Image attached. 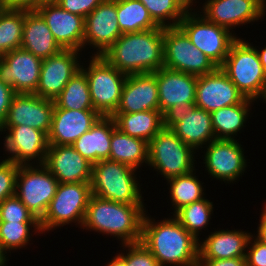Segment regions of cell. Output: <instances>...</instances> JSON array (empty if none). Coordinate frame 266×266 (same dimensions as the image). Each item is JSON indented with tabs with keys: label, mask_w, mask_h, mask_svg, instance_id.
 <instances>
[{
	"label": "cell",
	"mask_w": 266,
	"mask_h": 266,
	"mask_svg": "<svg viewBox=\"0 0 266 266\" xmlns=\"http://www.w3.org/2000/svg\"><path fill=\"white\" fill-rule=\"evenodd\" d=\"M145 213L141 242L157 259L160 266H197L199 241L173 216L155 222Z\"/></svg>",
	"instance_id": "cell-1"
},
{
	"label": "cell",
	"mask_w": 266,
	"mask_h": 266,
	"mask_svg": "<svg viewBox=\"0 0 266 266\" xmlns=\"http://www.w3.org/2000/svg\"><path fill=\"white\" fill-rule=\"evenodd\" d=\"M101 56L126 75L156 72L164 65L163 27L122 34Z\"/></svg>",
	"instance_id": "cell-2"
},
{
	"label": "cell",
	"mask_w": 266,
	"mask_h": 266,
	"mask_svg": "<svg viewBox=\"0 0 266 266\" xmlns=\"http://www.w3.org/2000/svg\"><path fill=\"white\" fill-rule=\"evenodd\" d=\"M144 205L114 202L91 195L81 228L117 237L122 244L142 237Z\"/></svg>",
	"instance_id": "cell-3"
},
{
	"label": "cell",
	"mask_w": 266,
	"mask_h": 266,
	"mask_svg": "<svg viewBox=\"0 0 266 266\" xmlns=\"http://www.w3.org/2000/svg\"><path fill=\"white\" fill-rule=\"evenodd\" d=\"M136 171L113 160H101L92 165L91 192L99 198L114 202L144 205Z\"/></svg>",
	"instance_id": "cell-4"
},
{
	"label": "cell",
	"mask_w": 266,
	"mask_h": 266,
	"mask_svg": "<svg viewBox=\"0 0 266 266\" xmlns=\"http://www.w3.org/2000/svg\"><path fill=\"white\" fill-rule=\"evenodd\" d=\"M245 98L256 101L266 98V73L256 46L237 38L220 67Z\"/></svg>",
	"instance_id": "cell-5"
},
{
	"label": "cell",
	"mask_w": 266,
	"mask_h": 266,
	"mask_svg": "<svg viewBox=\"0 0 266 266\" xmlns=\"http://www.w3.org/2000/svg\"><path fill=\"white\" fill-rule=\"evenodd\" d=\"M195 150L184 143L166 124L148 142V166L170 179L194 168Z\"/></svg>",
	"instance_id": "cell-6"
},
{
	"label": "cell",
	"mask_w": 266,
	"mask_h": 266,
	"mask_svg": "<svg viewBox=\"0 0 266 266\" xmlns=\"http://www.w3.org/2000/svg\"><path fill=\"white\" fill-rule=\"evenodd\" d=\"M91 195L90 182L59 183L55 196L40 220L42 233L71 222L82 226Z\"/></svg>",
	"instance_id": "cell-7"
},
{
	"label": "cell",
	"mask_w": 266,
	"mask_h": 266,
	"mask_svg": "<svg viewBox=\"0 0 266 266\" xmlns=\"http://www.w3.org/2000/svg\"><path fill=\"white\" fill-rule=\"evenodd\" d=\"M86 74L94 109L102 116H111L117 109L127 75L110 65L102 56H90Z\"/></svg>",
	"instance_id": "cell-8"
},
{
	"label": "cell",
	"mask_w": 266,
	"mask_h": 266,
	"mask_svg": "<svg viewBox=\"0 0 266 266\" xmlns=\"http://www.w3.org/2000/svg\"><path fill=\"white\" fill-rule=\"evenodd\" d=\"M200 12L187 11L179 27L196 48L204 53L217 67H221L232 43L238 38L229 29L208 21Z\"/></svg>",
	"instance_id": "cell-9"
},
{
	"label": "cell",
	"mask_w": 266,
	"mask_h": 266,
	"mask_svg": "<svg viewBox=\"0 0 266 266\" xmlns=\"http://www.w3.org/2000/svg\"><path fill=\"white\" fill-rule=\"evenodd\" d=\"M58 185V180L43 164L19 165L15 195L40 221L55 196Z\"/></svg>",
	"instance_id": "cell-10"
},
{
	"label": "cell",
	"mask_w": 266,
	"mask_h": 266,
	"mask_svg": "<svg viewBox=\"0 0 266 266\" xmlns=\"http://www.w3.org/2000/svg\"><path fill=\"white\" fill-rule=\"evenodd\" d=\"M164 65L168 69L202 76L217 66L198 48L179 27L163 28Z\"/></svg>",
	"instance_id": "cell-11"
},
{
	"label": "cell",
	"mask_w": 266,
	"mask_h": 266,
	"mask_svg": "<svg viewBox=\"0 0 266 266\" xmlns=\"http://www.w3.org/2000/svg\"><path fill=\"white\" fill-rule=\"evenodd\" d=\"M198 77L162 67L157 71L159 110L166 119L179 110L195 106Z\"/></svg>",
	"instance_id": "cell-12"
},
{
	"label": "cell",
	"mask_w": 266,
	"mask_h": 266,
	"mask_svg": "<svg viewBox=\"0 0 266 266\" xmlns=\"http://www.w3.org/2000/svg\"><path fill=\"white\" fill-rule=\"evenodd\" d=\"M43 59L17 48L0 57V81L15 93H35Z\"/></svg>",
	"instance_id": "cell-13"
},
{
	"label": "cell",
	"mask_w": 266,
	"mask_h": 266,
	"mask_svg": "<svg viewBox=\"0 0 266 266\" xmlns=\"http://www.w3.org/2000/svg\"><path fill=\"white\" fill-rule=\"evenodd\" d=\"M3 131H7L6 137H3L4 149L11 154L7 157L8 160L19 165L44 164L49 147L45 132L27 125L2 126L0 132Z\"/></svg>",
	"instance_id": "cell-14"
},
{
	"label": "cell",
	"mask_w": 266,
	"mask_h": 266,
	"mask_svg": "<svg viewBox=\"0 0 266 266\" xmlns=\"http://www.w3.org/2000/svg\"><path fill=\"white\" fill-rule=\"evenodd\" d=\"M237 140L215 139L208 146L204 164L208 175L226 183H233L247 167L244 150Z\"/></svg>",
	"instance_id": "cell-15"
},
{
	"label": "cell",
	"mask_w": 266,
	"mask_h": 266,
	"mask_svg": "<svg viewBox=\"0 0 266 266\" xmlns=\"http://www.w3.org/2000/svg\"><path fill=\"white\" fill-rule=\"evenodd\" d=\"M80 51L63 49L58 54L43 59L35 94L54 100L74 74L80 70Z\"/></svg>",
	"instance_id": "cell-16"
},
{
	"label": "cell",
	"mask_w": 266,
	"mask_h": 266,
	"mask_svg": "<svg viewBox=\"0 0 266 266\" xmlns=\"http://www.w3.org/2000/svg\"><path fill=\"white\" fill-rule=\"evenodd\" d=\"M121 35L117 0H104L85 17L83 48L86 45L96 48L93 56H101Z\"/></svg>",
	"instance_id": "cell-17"
},
{
	"label": "cell",
	"mask_w": 266,
	"mask_h": 266,
	"mask_svg": "<svg viewBox=\"0 0 266 266\" xmlns=\"http://www.w3.org/2000/svg\"><path fill=\"white\" fill-rule=\"evenodd\" d=\"M244 99L245 96L220 67L211 73L198 76L195 106L211 113L223 107L239 104Z\"/></svg>",
	"instance_id": "cell-18"
},
{
	"label": "cell",
	"mask_w": 266,
	"mask_h": 266,
	"mask_svg": "<svg viewBox=\"0 0 266 266\" xmlns=\"http://www.w3.org/2000/svg\"><path fill=\"white\" fill-rule=\"evenodd\" d=\"M54 107V100L44 99L35 93H16L2 126L27 125L48 135Z\"/></svg>",
	"instance_id": "cell-19"
},
{
	"label": "cell",
	"mask_w": 266,
	"mask_h": 266,
	"mask_svg": "<svg viewBox=\"0 0 266 266\" xmlns=\"http://www.w3.org/2000/svg\"><path fill=\"white\" fill-rule=\"evenodd\" d=\"M202 7L208 21L232 31L238 25L261 19L266 12L261 0H207Z\"/></svg>",
	"instance_id": "cell-20"
},
{
	"label": "cell",
	"mask_w": 266,
	"mask_h": 266,
	"mask_svg": "<svg viewBox=\"0 0 266 266\" xmlns=\"http://www.w3.org/2000/svg\"><path fill=\"white\" fill-rule=\"evenodd\" d=\"M36 11L43 17L57 43L63 49L82 51L85 18L62 9L55 1H46Z\"/></svg>",
	"instance_id": "cell-21"
},
{
	"label": "cell",
	"mask_w": 266,
	"mask_h": 266,
	"mask_svg": "<svg viewBox=\"0 0 266 266\" xmlns=\"http://www.w3.org/2000/svg\"><path fill=\"white\" fill-rule=\"evenodd\" d=\"M168 127L195 151L216 139L211 113L197 106L179 110L167 118Z\"/></svg>",
	"instance_id": "cell-22"
},
{
	"label": "cell",
	"mask_w": 266,
	"mask_h": 266,
	"mask_svg": "<svg viewBox=\"0 0 266 266\" xmlns=\"http://www.w3.org/2000/svg\"><path fill=\"white\" fill-rule=\"evenodd\" d=\"M59 183L90 182L92 164L72 145H49L43 164Z\"/></svg>",
	"instance_id": "cell-23"
},
{
	"label": "cell",
	"mask_w": 266,
	"mask_h": 266,
	"mask_svg": "<svg viewBox=\"0 0 266 266\" xmlns=\"http://www.w3.org/2000/svg\"><path fill=\"white\" fill-rule=\"evenodd\" d=\"M159 110L157 71L127 75L119 105L114 113Z\"/></svg>",
	"instance_id": "cell-24"
},
{
	"label": "cell",
	"mask_w": 266,
	"mask_h": 266,
	"mask_svg": "<svg viewBox=\"0 0 266 266\" xmlns=\"http://www.w3.org/2000/svg\"><path fill=\"white\" fill-rule=\"evenodd\" d=\"M101 117L97 110L54 108L48 134L49 145H72Z\"/></svg>",
	"instance_id": "cell-25"
},
{
	"label": "cell",
	"mask_w": 266,
	"mask_h": 266,
	"mask_svg": "<svg viewBox=\"0 0 266 266\" xmlns=\"http://www.w3.org/2000/svg\"><path fill=\"white\" fill-rule=\"evenodd\" d=\"M252 233L240 230L212 232L203 242L199 241V259H230L245 257Z\"/></svg>",
	"instance_id": "cell-26"
},
{
	"label": "cell",
	"mask_w": 266,
	"mask_h": 266,
	"mask_svg": "<svg viewBox=\"0 0 266 266\" xmlns=\"http://www.w3.org/2000/svg\"><path fill=\"white\" fill-rule=\"evenodd\" d=\"M20 48L41 59L56 55L63 50L43 17L36 10H26Z\"/></svg>",
	"instance_id": "cell-27"
},
{
	"label": "cell",
	"mask_w": 266,
	"mask_h": 266,
	"mask_svg": "<svg viewBox=\"0 0 266 266\" xmlns=\"http://www.w3.org/2000/svg\"><path fill=\"white\" fill-rule=\"evenodd\" d=\"M116 128L111 116H102L72 146L92 165L109 159L112 131Z\"/></svg>",
	"instance_id": "cell-28"
},
{
	"label": "cell",
	"mask_w": 266,
	"mask_h": 266,
	"mask_svg": "<svg viewBox=\"0 0 266 266\" xmlns=\"http://www.w3.org/2000/svg\"><path fill=\"white\" fill-rule=\"evenodd\" d=\"M111 117L121 132L146 142H149L167 124V119L160 110L113 113Z\"/></svg>",
	"instance_id": "cell-29"
},
{
	"label": "cell",
	"mask_w": 266,
	"mask_h": 266,
	"mask_svg": "<svg viewBox=\"0 0 266 266\" xmlns=\"http://www.w3.org/2000/svg\"><path fill=\"white\" fill-rule=\"evenodd\" d=\"M109 160H113L134 169L148 164V142L131 137L117 127L112 131Z\"/></svg>",
	"instance_id": "cell-30"
},
{
	"label": "cell",
	"mask_w": 266,
	"mask_h": 266,
	"mask_svg": "<svg viewBox=\"0 0 266 266\" xmlns=\"http://www.w3.org/2000/svg\"><path fill=\"white\" fill-rule=\"evenodd\" d=\"M254 100L245 98L241 103L211 112L216 139L236 140L235 136L247 121ZM249 112V113H248Z\"/></svg>",
	"instance_id": "cell-31"
},
{
	"label": "cell",
	"mask_w": 266,
	"mask_h": 266,
	"mask_svg": "<svg viewBox=\"0 0 266 266\" xmlns=\"http://www.w3.org/2000/svg\"><path fill=\"white\" fill-rule=\"evenodd\" d=\"M117 21L122 34L159 27L139 0H117Z\"/></svg>",
	"instance_id": "cell-32"
},
{
	"label": "cell",
	"mask_w": 266,
	"mask_h": 266,
	"mask_svg": "<svg viewBox=\"0 0 266 266\" xmlns=\"http://www.w3.org/2000/svg\"><path fill=\"white\" fill-rule=\"evenodd\" d=\"M54 108L69 110H95L90 97L86 74L80 69L54 99Z\"/></svg>",
	"instance_id": "cell-33"
},
{
	"label": "cell",
	"mask_w": 266,
	"mask_h": 266,
	"mask_svg": "<svg viewBox=\"0 0 266 266\" xmlns=\"http://www.w3.org/2000/svg\"><path fill=\"white\" fill-rule=\"evenodd\" d=\"M193 170L187 174L167 179L170 185V200L173 207V215L182 207L204 198V187L201 181L195 176Z\"/></svg>",
	"instance_id": "cell-34"
},
{
	"label": "cell",
	"mask_w": 266,
	"mask_h": 266,
	"mask_svg": "<svg viewBox=\"0 0 266 266\" xmlns=\"http://www.w3.org/2000/svg\"><path fill=\"white\" fill-rule=\"evenodd\" d=\"M26 10H0V57L20 48Z\"/></svg>",
	"instance_id": "cell-35"
},
{
	"label": "cell",
	"mask_w": 266,
	"mask_h": 266,
	"mask_svg": "<svg viewBox=\"0 0 266 266\" xmlns=\"http://www.w3.org/2000/svg\"><path fill=\"white\" fill-rule=\"evenodd\" d=\"M213 203L201 199L179 209L173 216L197 240L202 228L207 227L213 213Z\"/></svg>",
	"instance_id": "cell-36"
},
{
	"label": "cell",
	"mask_w": 266,
	"mask_h": 266,
	"mask_svg": "<svg viewBox=\"0 0 266 266\" xmlns=\"http://www.w3.org/2000/svg\"><path fill=\"white\" fill-rule=\"evenodd\" d=\"M160 27H176L188 11L178 0H139ZM168 20V21H167ZM168 23H167V22ZM170 21V22H169Z\"/></svg>",
	"instance_id": "cell-37"
},
{
	"label": "cell",
	"mask_w": 266,
	"mask_h": 266,
	"mask_svg": "<svg viewBox=\"0 0 266 266\" xmlns=\"http://www.w3.org/2000/svg\"><path fill=\"white\" fill-rule=\"evenodd\" d=\"M30 227L34 232H42L40 222H5L0 221V243L6 251L25 247L30 242Z\"/></svg>",
	"instance_id": "cell-38"
},
{
	"label": "cell",
	"mask_w": 266,
	"mask_h": 266,
	"mask_svg": "<svg viewBox=\"0 0 266 266\" xmlns=\"http://www.w3.org/2000/svg\"><path fill=\"white\" fill-rule=\"evenodd\" d=\"M0 221L5 222H40L14 195L0 203Z\"/></svg>",
	"instance_id": "cell-39"
},
{
	"label": "cell",
	"mask_w": 266,
	"mask_h": 266,
	"mask_svg": "<svg viewBox=\"0 0 266 266\" xmlns=\"http://www.w3.org/2000/svg\"><path fill=\"white\" fill-rule=\"evenodd\" d=\"M122 246L128 251L126 250V254L121 252L118 255L124 260L126 266H160L157 259L141 241Z\"/></svg>",
	"instance_id": "cell-40"
},
{
	"label": "cell",
	"mask_w": 266,
	"mask_h": 266,
	"mask_svg": "<svg viewBox=\"0 0 266 266\" xmlns=\"http://www.w3.org/2000/svg\"><path fill=\"white\" fill-rule=\"evenodd\" d=\"M19 164L5 159L0 162V203L15 195L16 176Z\"/></svg>",
	"instance_id": "cell-41"
},
{
	"label": "cell",
	"mask_w": 266,
	"mask_h": 266,
	"mask_svg": "<svg viewBox=\"0 0 266 266\" xmlns=\"http://www.w3.org/2000/svg\"><path fill=\"white\" fill-rule=\"evenodd\" d=\"M104 0H55L64 10L82 17H86Z\"/></svg>",
	"instance_id": "cell-42"
},
{
	"label": "cell",
	"mask_w": 266,
	"mask_h": 266,
	"mask_svg": "<svg viewBox=\"0 0 266 266\" xmlns=\"http://www.w3.org/2000/svg\"><path fill=\"white\" fill-rule=\"evenodd\" d=\"M247 248L249 250H246L245 255L246 266H266V244L251 235Z\"/></svg>",
	"instance_id": "cell-43"
},
{
	"label": "cell",
	"mask_w": 266,
	"mask_h": 266,
	"mask_svg": "<svg viewBox=\"0 0 266 266\" xmlns=\"http://www.w3.org/2000/svg\"><path fill=\"white\" fill-rule=\"evenodd\" d=\"M15 94L12 87L0 81V128L6 119L8 109Z\"/></svg>",
	"instance_id": "cell-44"
},
{
	"label": "cell",
	"mask_w": 266,
	"mask_h": 266,
	"mask_svg": "<svg viewBox=\"0 0 266 266\" xmlns=\"http://www.w3.org/2000/svg\"><path fill=\"white\" fill-rule=\"evenodd\" d=\"M46 0H0L3 9L36 10Z\"/></svg>",
	"instance_id": "cell-45"
},
{
	"label": "cell",
	"mask_w": 266,
	"mask_h": 266,
	"mask_svg": "<svg viewBox=\"0 0 266 266\" xmlns=\"http://www.w3.org/2000/svg\"><path fill=\"white\" fill-rule=\"evenodd\" d=\"M197 266H246L245 257L230 259H198Z\"/></svg>",
	"instance_id": "cell-46"
},
{
	"label": "cell",
	"mask_w": 266,
	"mask_h": 266,
	"mask_svg": "<svg viewBox=\"0 0 266 266\" xmlns=\"http://www.w3.org/2000/svg\"><path fill=\"white\" fill-rule=\"evenodd\" d=\"M258 230L256 234V238L266 244V204L263 209V212L261 214L260 220H259Z\"/></svg>",
	"instance_id": "cell-47"
},
{
	"label": "cell",
	"mask_w": 266,
	"mask_h": 266,
	"mask_svg": "<svg viewBox=\"0 0 266 266\" xmlns=\"http://www.w3.org/2000/svg\"><path fill=\"white\" fill-rule=\"evenodd\" d=\"M107 266H126V264L124 260L117 253V255L110 260Z\"/></svg>",
	"instance_id": "cell-48"
},
{
	"label": "cell",
	"mask_w": 266,
	"mask_h": 266,
	"mask_svg": "<svg viewBox=\"0 0 266 266\" xmlns=\"http://www.w3.org/2000/svg\"><path fill=\"white\" fill-rule=\"evenodd\" d=\"M256 50H257V53H258V56H259V60H260V62H261V64H262V66H263V69H264V71H265V73H266V47L265 48H261L260 50H258L257 48H256Z\"/></svg>",
	"instance_id": "cell-49"
},
{
	"label": "cell",
	"mask_w": 266,
	"mask_h": 266,
	"mask_svg": "<svg viewBox=\"0 0 266 266\" xmlns=\"http://www.w3.org/2000/svg\"><path fill=\"white\" fill-rule=\"evenodd\" d=\"M7 251L4 249V247L0 243V266H6L7 263Z\"/></svg>",
	"instance_id": "cell-50"
},
{
	"label": "cell",
	"mask_w": 266,
	"mask_h": 266,
	"mask_svg": "<svg viewBox=\"0 0 266 266\" xmlns=\"http://www.w3.org/2000/svg\"><path fill=\"white\" fill-rule=\"evenodd\" d=\"M188 11L194 10L192 7L195 0H178ZM192 8V9H191Z\"/></svg>",
	"instance_id": "cell-51"
}]
</instances>
